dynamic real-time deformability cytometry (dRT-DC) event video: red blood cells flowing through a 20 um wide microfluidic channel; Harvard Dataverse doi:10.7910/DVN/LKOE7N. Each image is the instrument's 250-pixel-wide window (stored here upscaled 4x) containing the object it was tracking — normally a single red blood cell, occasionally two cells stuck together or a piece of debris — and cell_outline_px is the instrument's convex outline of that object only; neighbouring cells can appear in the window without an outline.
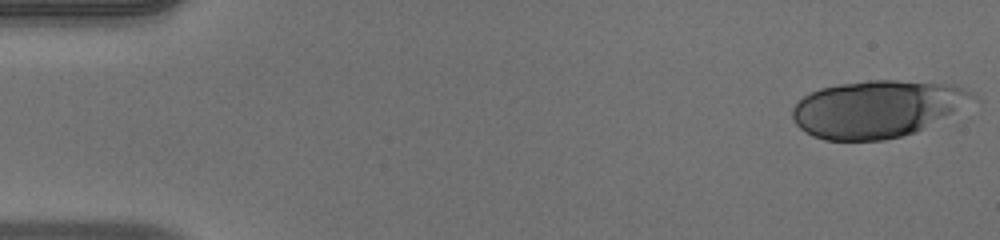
{"species": "human", "species_latin": "Homo sapiens", "temperature_condition": "warm", "stored_images_in_passage": 50, "camera_frame_rate_fps": 3000, "um_per_image_px": 0.085, "donor": {"sex": "male"}, "frame": {"image": 1, "passage_image": 1, "time_ms": 0.0, "image_size_px": [1000, 240], "cell_outline_px": [[968, 96], [948, 112], [916, 132], [884, 140], [824, 140], [812, 136], [800, 128], [796, 124], [792, 116], [792, 108], [804, 96], [820, 88], [840, 84], [868, 80], [896, 80], [948, 84], [960, 88], [968, 92]], "centroid_in_image_um": [74.31, 9.26], "position_along_channel_um": 10.7, "area_um2": 57.74}}
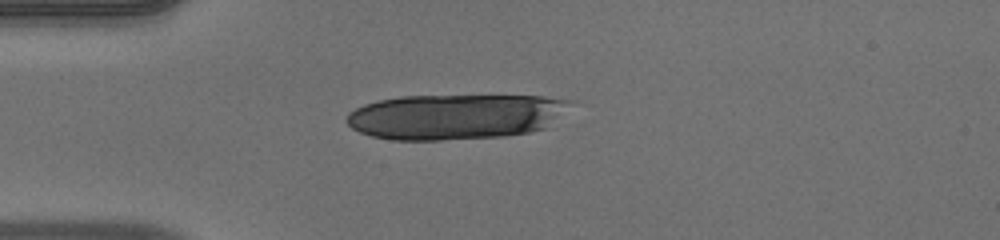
{"frame": {"image": 2, "passage_image": 13, "time_ms": 4.0, "image_size_px": [1000, 240], "cell_outline_px": [[568, 100], [548, 128], [528, 132], [504, 136], [440, 140], [392, 140], [372, 136], [360, 132], [352, 128], [344, 120], [348, 112], [364, 104], [380, 100], [400, 96], [544, 96]], "centroid_in_image_um": [38.58, 9.92], "position_along_channel_um": 46.4, "area_um2": 58.44}}
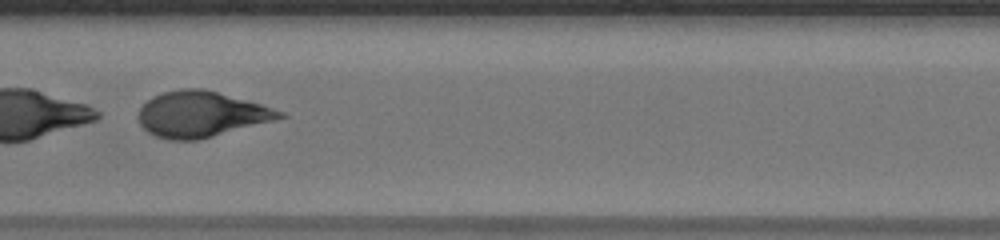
{"frame": {"image": 3, "passage_image": 26, "time_ms": 8.333, "image_size_px": [1000, 240], "cell_outline_px": [[288, 116], [212, 136], [196, 140], [168, 140], [156, 136], [148, 132], [140, 124], [136, 116], [140, 108], [152, 96], [164, 92], [180, 88], [204, 88], [260, 104], [284, 112]], "centroid_in_image_um": [17.04, 9.7], "position_along_channel_um": 190.4, "area_um2": 37.28}, "authors_computed_cell_mechanics": {"area_um2": 48.0896, "velocity_mm_per_s": 3.9584, "shape_relaxation_time_tau1_ms": 1.6235, "shape_relaxation_time_tau2_ms": null, "deformation_change_tau1": 0.3691, "deformation_change_tau2": null}}